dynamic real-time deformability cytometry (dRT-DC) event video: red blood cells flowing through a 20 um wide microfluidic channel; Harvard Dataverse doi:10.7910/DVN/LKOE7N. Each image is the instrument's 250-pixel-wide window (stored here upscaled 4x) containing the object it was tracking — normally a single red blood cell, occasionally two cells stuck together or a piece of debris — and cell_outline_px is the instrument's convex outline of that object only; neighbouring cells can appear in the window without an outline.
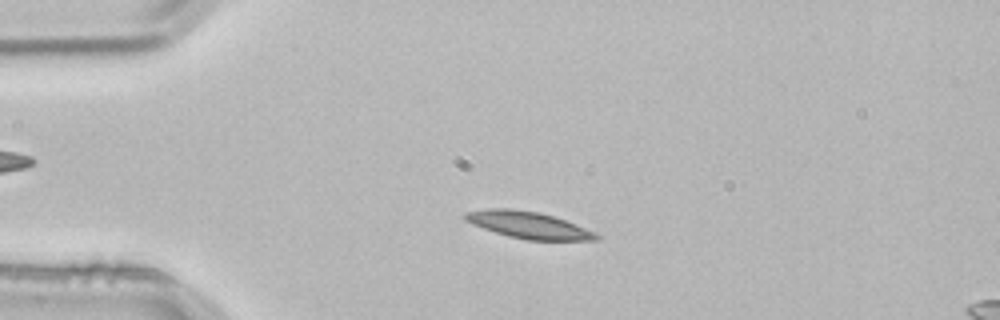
{"species": "common noctule bat (a hibernating species)", "species_latin": "Nyctalus noctula", "temperature_condition": "room temperature", "stored_images_in_passage": 2, "camera_frame_rate_fps": 3000, "um_per_image_px": 0.085, "animal": {"sex": "male", "body_mass_g": 21.5, "forearm_length_mm": 52.0}, "frame": {"image": 1, "passage_image": 2, "time_ms": 0.333, "image_size_px": [1000, 320], "cell_outline_px": [[600, 240], [528, 240], [508, 236], [472, 224], [464, 220], [460, 216], [464, 212], [484, 208], [512, 208], [540, 212], [576, 224], [596, 232], [600, 236]], "centroid_in_image_um": [44.87, 19.11], "position_along_channel_um": 40.1, "area_um2": 20.69}}